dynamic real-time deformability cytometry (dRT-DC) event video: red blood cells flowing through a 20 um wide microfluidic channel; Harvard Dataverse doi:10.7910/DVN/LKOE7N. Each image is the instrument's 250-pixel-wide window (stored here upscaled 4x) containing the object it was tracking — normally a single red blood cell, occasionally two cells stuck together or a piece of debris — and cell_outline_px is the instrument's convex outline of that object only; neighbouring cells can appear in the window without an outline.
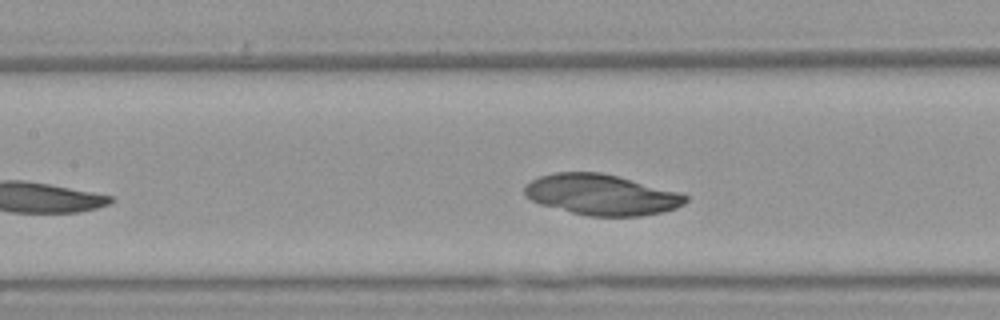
{"species": "Egyptian fruit bat (a non-hibernating species)", "species_latin": "Rousettus aegyptiacus", "temperature_condition": "warm", "stored_images_in_passage": 39, "camera_frame_rate_fps": 3000, "um_per_image_px": 0.085, "animal": {"sex": "female"}, "frame": {"image": 1, "passage_image": 14, "time_ms": 4.333, "image_size_px": [1000, 320], "cell_outline_px": [[688, 200], [684, 204], [676, 208], [660, 212], [640, 216], [588, 216], [540, 204], [524, 196], [524, 188], [532, 180], [540, 176], [556, 172], [600, 172], [680, 192], [688, 196]], "centroid_in_image_um": [51.13, 16.55], "position_along_channel_um": 156.3, "area_um2": 37.92}}